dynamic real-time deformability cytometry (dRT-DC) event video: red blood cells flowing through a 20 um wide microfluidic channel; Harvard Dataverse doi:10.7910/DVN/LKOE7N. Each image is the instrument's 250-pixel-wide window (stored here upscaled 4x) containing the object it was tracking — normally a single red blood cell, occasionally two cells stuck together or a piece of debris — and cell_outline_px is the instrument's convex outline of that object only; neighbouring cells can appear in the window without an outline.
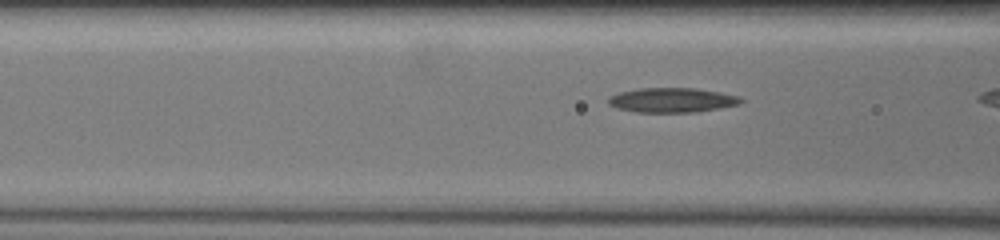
{"species": "common noctule bat (a hibernating species)", "species_latin": "Nyctalus noctula", "temperature_condition": "warm", "stored_images_in_passage": 23, "camera_frame_rate_fps": 3000, "um_per_image_px": 0.085, "animal": {"sex": "female", "body_mass_g": 19.5, "forearm_length_mm": 54.1}, "frame": {"image": 1, "passage_image": 5, "time_ms": 1.0, "image_size_px": [1000, 240], "cell_outline_px": [[744, 100], [740, 104], [720, 108], [696, 112], [636, 112], [616, 108], [608, 104], [608, 96], [620, 92], [640, 88], [696, 88], [720, 92], [736, 96]], "centroid_in_image_um": [57.1, 8.51], "position_along_channel_um": 109.5, "area_um2": 19.02}}
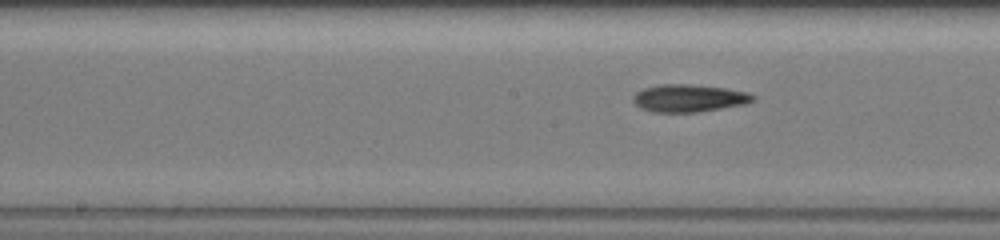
{"frame": {"image": 2, "passage_image": 14, "time_ms": 3.0, "image_size_px": [1000, 240], "cell_outline_px": [[756, 100], [744, 104], [700, 112], [652, 112], [640, 108], [632, 100], [632, 96], [636, 92], [644, 88], [660, 84], [688, 84], [724, 88], [748, 92], [756, 96]], "centroid_in_image_um": [58.55, 8.35], "position_along_channel_um": 189.6, "area_um2": 19.31}}
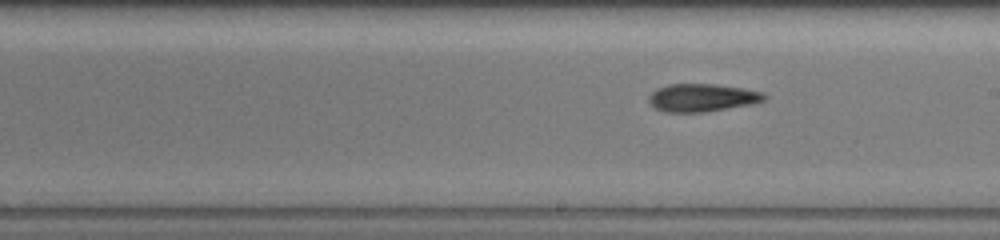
{"frame": {"image": 3, "passage_image": 18, "time_ms": 4.0, "image_size_px": [1000, 240], "cell_outline_px": [[768, 96], [764, 100], [748, 104], [704, 112], [664, 112], [656, 108], [648, 100], [648, 96], [656, 88], [668, 84], [716, 84], [764, 92]], "centroid_in_image_um": [59.64, 8.29], "position_along_channel_um": 229.4, "area_um2": 18.55}}